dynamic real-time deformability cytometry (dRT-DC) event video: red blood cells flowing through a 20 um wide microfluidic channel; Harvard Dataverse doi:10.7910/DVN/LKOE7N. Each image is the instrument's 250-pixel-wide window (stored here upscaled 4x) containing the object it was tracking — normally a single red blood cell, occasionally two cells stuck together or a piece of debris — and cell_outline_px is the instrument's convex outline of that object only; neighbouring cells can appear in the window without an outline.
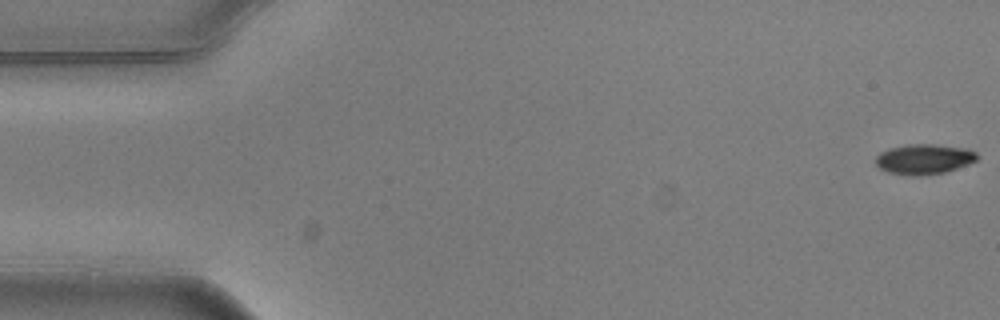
{"species": "common noctule bat (a hibernating species)", "species_latin": "Nyctalus noctula", "temperature_condition": "warm", "stored_images_in_passage": 6, "camera_frame_rate_fps": 3000, "um_per_image_px": 0.085, "animal": {"sex": "male", "body_mass_g": 20.5, "forearm_length_mm": 52.5}, "frame": {"image": 1, "passage_image": 1, "time_ms": 0.0, "image_size_px": [1000, 320], "cell_outline_px": [[980, 156], [976, 160], [968, 164], [944, 172], [924, 176], [908, 176], [888, 172], [880, 168], [876, 164], [876, 156], [880, 152], [892, 148], [908, 144], [932, 144], [968, 148], [976, 152]], "centroid_in_image_um": [78.56, 13.53], "position_along_channel_um": 6.4, "area_um2": 17.92}}
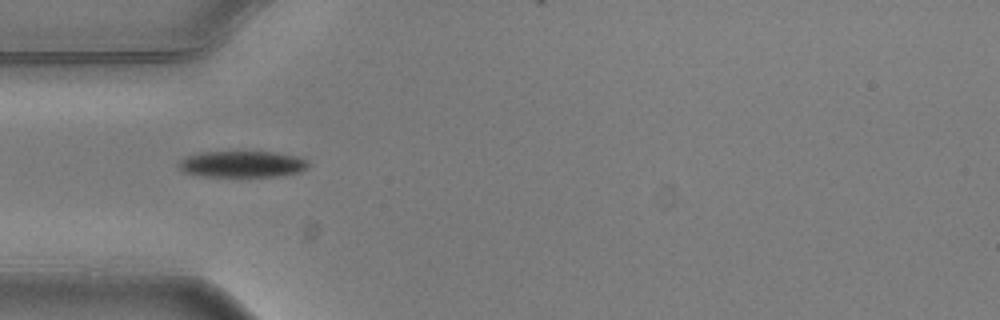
{"frame": {"image": 2, "passage_image": 5, "time_ms": 1.333, "image_size_px": [1000, 320], "cell_outline_px": [[308, 168], [300, 172], [276, 176], [204, 176], [184, 172], [176, 164], [180, 160], [188, 156], [200, 152], [276, 152], [300, 156], [308, 160]], "centroid_in_image_um": [20.63, 13.94], "position_along_channel_um": 64.4, "area_um2": 19.94}}
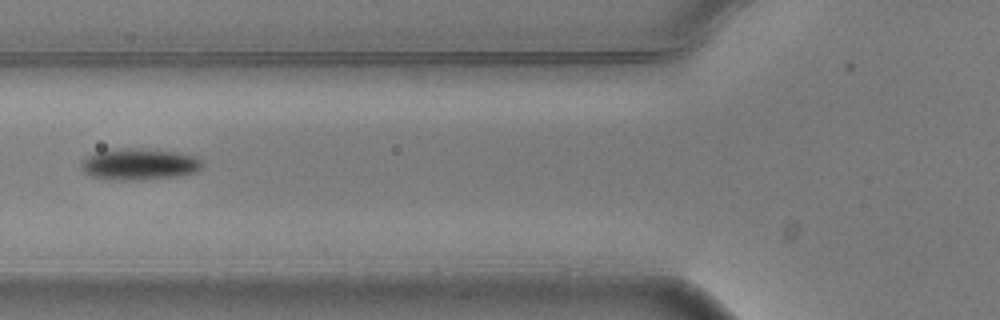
{"frame": {"image": 3, "passage_image": 6, "time_ms": 1.667, "image_size_px": [1000, 320], "cell_outline_px": [[204, 168], [200, 172], [176, 176], [136, 180], [104, 180], [88, 176], [80, 168], [80, 160], [88, 156], [100, 152], [120, 148], [140, 148], [180, 152], [204, 160]], "centroid_in_image_um": [11.86, 13.97], "position_along_channel_um": 113.9, "area_um2": 22.72}}